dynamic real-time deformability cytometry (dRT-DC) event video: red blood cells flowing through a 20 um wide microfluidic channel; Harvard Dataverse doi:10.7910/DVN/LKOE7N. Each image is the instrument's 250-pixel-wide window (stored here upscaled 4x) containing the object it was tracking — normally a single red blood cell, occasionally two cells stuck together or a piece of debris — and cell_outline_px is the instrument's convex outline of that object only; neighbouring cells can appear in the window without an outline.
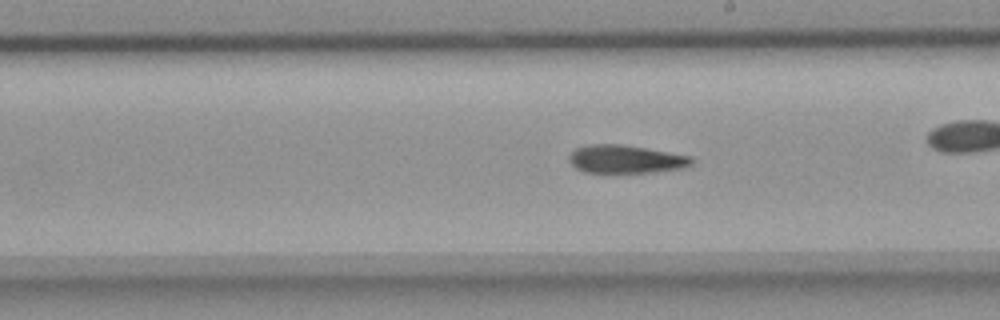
{"species": "common noctule bat (a hibernating species)", "species_latin": "Nyctalus noctula", "temperature_condition": "room temperature", "stored_images_in_passage": 43, "camera_frame_rate_fps": 3000, "um_per_image_px": 0.085, "animal": {"sex": "female", "body_mass_g": 18.4}, "frame": {"image": 1, "passage_image": 19, "time_ms": 6.0, "image_size_px": [1000, 320], "cell_outline_px": [[692, 164], [684, 168], [656, 172], [584, 172], [576, 168], [568, 160], [568, 156], [576, 148], [588, 144], [620, 144], [692, 156]], "centroid_in_image_um": [53.18, 13.53], "position_along_channel_um": 235.8, "area_um2": 20.0}}
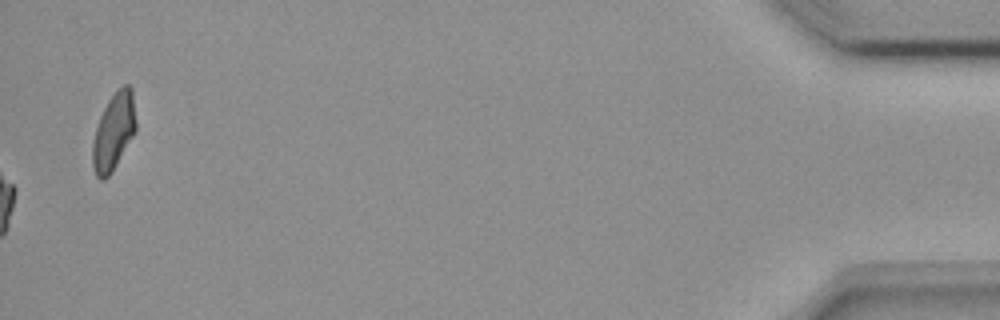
{"frame": {"image": 2, "passage_image": 43, "time_ms": 14.0, "image_size_px": [1000, 320], "cell_outline_px": [[136, 132], [112, 172], [104, 180], [100, 180], [96, 176], [92, 168], [92, 140], [100, 116], [108, 100], [124, 84], [128, 84], [132, 88], [136, 120]], "centroid_in_image_um": [9.66, 11.22], "position_along_channel_um": 425.5, "area_um2": 19.65}, "authors_computed_cell_mechanics": {"area_um2": 20.1722, "velocity_mm_per_s": 3.8416, "shape_relaxation_time_tau1_ms": null, "shape_relaxation_time_tau2_ms": 7.4145, "deformation_change_tau1": null, "deformation_change_tau2": 0.1824}}